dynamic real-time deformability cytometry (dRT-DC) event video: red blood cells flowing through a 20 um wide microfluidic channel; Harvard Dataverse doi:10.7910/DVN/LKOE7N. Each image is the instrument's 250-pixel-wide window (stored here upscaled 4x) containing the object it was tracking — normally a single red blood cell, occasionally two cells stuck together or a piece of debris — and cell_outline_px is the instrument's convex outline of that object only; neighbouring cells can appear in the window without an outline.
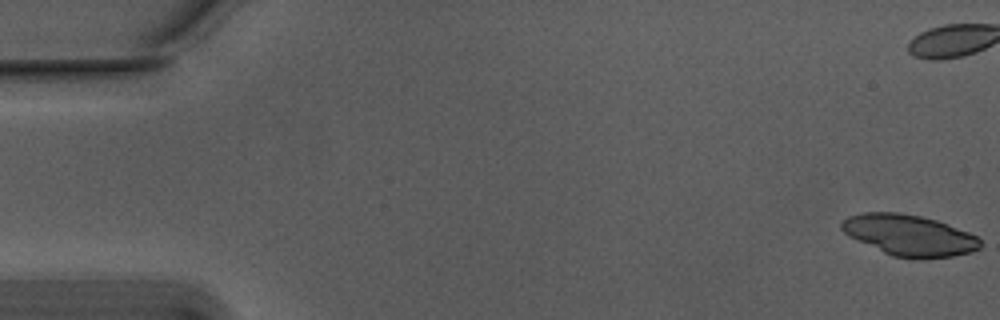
{"species": "Egyptian fruit bat (a non-hibernating species)", "species_latin": "Rousettus aegyptiacus", "temperature_condition": "warm", "stored_images_in_passage": 42, "camera_frame_rate_fps": 3000, "um_per_image_px": 0.085, "animal": {"sex": "male"}, "frame": {"image": 1, "passage_image": 1, "time_ms": 0.0, "image_size_px": [1000, 320], "cell_outline_px": [[980, 248], [968, 252], [952, 256], [892, 256], [848, 236], [840, 228], [840, 224], [848, 216], [864, 212], [900, 212], [920, 216], [936, 220], [948, 224], [968, 232], [976, 236], [980, 240]], "centroid_in_image_um": [77.23, 19.95], "position_along_channel_um": 7.8, "area_um2": 32.31}, "authors_computed_cell_mechanics": {"area_um2": 21.386, "velocity_mm_per_s": 3.7448, "shape_relaxation_time_tau1_ms": 4.4975, "shape_relaxation_time_tau2_ms": 1.2469, "deformation_change_tau1": 0.1485, "deformation_change_tau2": 0.0568}}